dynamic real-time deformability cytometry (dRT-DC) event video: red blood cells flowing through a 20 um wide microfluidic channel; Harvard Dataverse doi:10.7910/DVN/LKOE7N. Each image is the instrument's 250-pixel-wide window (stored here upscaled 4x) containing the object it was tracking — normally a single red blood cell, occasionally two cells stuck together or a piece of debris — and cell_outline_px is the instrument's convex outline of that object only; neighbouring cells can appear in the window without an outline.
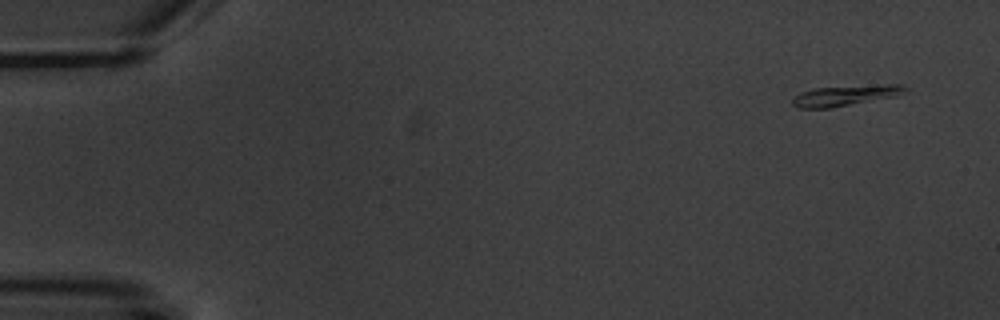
{"species": "common noctule bat (a hibernating species)", "species_latin": "Nyctalus noctula", "temperature_condition": "warm", "stored_images_in_passage": 5, "camera_frame_rate_fps": 3000, "um_per_image_px": 0.085, "animal": {"sex": "male", "body_mass_g": 20.1, "forearm_length_mm": 53.5}, "frame": {"image": 1, "passage_image": 1, "time_ms": 0.0, "image_size_px": [1000, 320], "cell_outline_px": [[908, 88], [896, 96], [832, 108], [800, 108], [792, 104], [792, 100], [800, 92], [812, 88], [880, 84], [904, 84]], "centroid_in_image_um": [71.86, 8.1], "position_along_channel_um": 13.1, "area_um2": 13.58}}
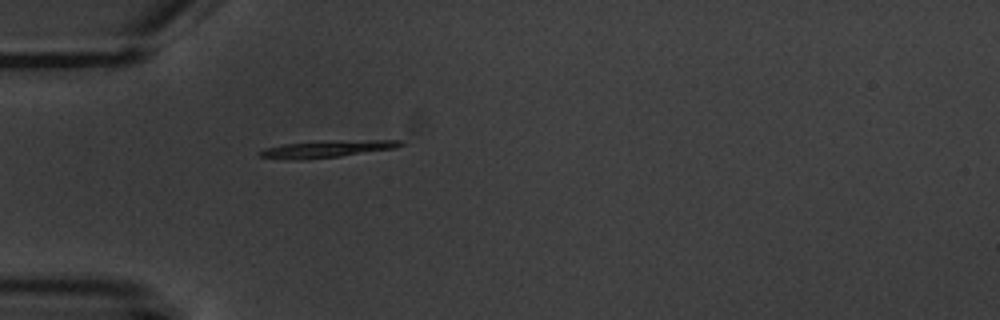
{"frame": {"image": 2, "passage_image": 5, "time_ms": 4.667, "image_size_px": [1000, 320], "cell_outline_px": [[404, 144], [396, 148], [340, 156], [292, 160], [284, 160], [260, 156], [260, 152], [264, 148], [284, 144], [340, 140], [400, 140]], "centroid_in_image_um": [27.8, 12.66], "position_along_channel_um": 57.2, "area_um2": 13.7}}